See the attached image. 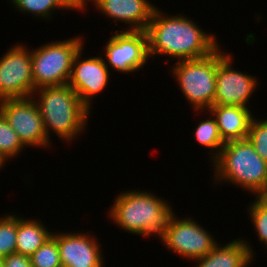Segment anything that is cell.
<instances>
[{
    "label": "cell",
    "instance_id": "obj_19",
    "mask_svg": "<svg viewBox=\"0 0 267 267\" xmlns=\"http://www.w3.org/2000/svg\"><path fill=\"white\" fill-rule=\"evenodd\" d=\"M11 2L15 10L21 14H32L34 18L50 19L56 13V10L64 11L70 10L62 0H8ZM55 11V12H54ZM54 12V13H53Z\"/></svg>",
    "mask_w": 267,
    "mask_h": 267
},
{
    "label": "cell",
    "instance_id": "obj_11",
    "mask_svg": "<svg viewBox=\"0 0 267 267\" xmlns=\"http://www.w3.org/2000/svg\"><path fill=\"white\" fill-rule=\"evenodd\" d=\"M0 113L27 147L49 148L42 116L32 97L4 99L0 101Z\"/></svg>",
    "mask_w": 267,
    "mask_h": 267
},
{
    "label": "cell",
    "instance_id": "obj_24",
    "mask_svg": "<svg viewBox=\"0 0 267 267\" xmlns=\"http://www.w3.org/2000/svg\"><path fill=\"white\" fill-rule=\"evenodd\" d=\"M247 138L258 155L267 162V117L265 119L252 117Z\"/></svg>",
    "mask_w": 267,
    "mask_h": 267
},
{
    "label": "cell",
    "instance_id": "obj_23",
    "mask_svg": "<svg viewBox=\"0 0 267 267\" xmlns=\"http://www.w3.org/2000/svg\"><path fill=\"white\" fill-rule=\"evenodd\" d=\"M255 200V201H254ZM253 202L249 204L248 214L250 221L253 224L254 232L260 243L267 250V201H265L261 196L255 197Z\"/></svg>",
    "mask_w": 267,
    "mask_h": 267
},
{
    "label": "cell",
    "instance_id": "obj_29",
    "mask_svg": "<svg viewBox=\"0 0 267 267\" xmlns=\"http://www.w3.org/2000/svg\"><path fill=\"white\" fill-rule=\"evenodd\" d=\"M0 267H4V262H3L2 258H0Z\"/></svg>",
    "mask_w": 267,
    "mask_h": 267
},
{
    "label": "cell",
    "instance_id": "obj_20",
    "mask_svg": "<svg viewBox=\"0 0 267 267\" xmlns=\"http://www.w3.org/2000/svg\"><path fill=\"white\" fill-rule=\"evenodd\" d=\"M24 148L26 149L18 134L0 113V154L9 162L12 158H17Z\"/></svg>",
    "mask_w": 267,
    "mask_h": 267
},
{
    "label": "cell",
    "instance_id": "obj_2",
    "mask_svg": "<svg viewBox=\"0 0 267 267\" xmlns=\"http://www.w3.org/2000/svg\"><path fill=\"white\" fill-rule=\"evenodd\" d=\"M137 190V191H136ZM126 190L118 194L110 205L111 221L127 233L160 239L175 213L168 200L146 190Z\"/></svg>",
    "mask_w": 267,
    "mask_h": 267
},
{
    "label": "cell",
    "instance_id": "obj_3",
    "mask_svg": "<svg viewBox=\"0 0 267 267\" xmlns=\"http://www.w3.org/2000/svg\"><path fill=\"white\" fill-rule=\"evenodd\" d=\"M31 97L37 103L49 142L53 133L63 143H70L86 131L91 110L68 84L36 89Z\"/></svg>",
    "mask_w": 267,
    "mask_h": 267
},
{
    "label": "cell",
    "instance_id": "obj_6",
    "mask_svg": "<svg viewBox=\"0 0 267 267\" xmlns=\"http://www.w3.org/2000/svg\"><path fill=\"white\" fill-rule=\"evenodd\" d=\"M83 36L48 42L31 50L35 89L68 84L75 55L83 48Z\"/></svg>",
    "mask_w": 267,
    "mask_h": 267
},
{
    "label": "cell",
    "instance_id": "obj_22",
    "mask_svg": "<svg viewBox=\"0 0 267 267\" xmlns=\"http://www.w3.org/2000/svg\"><path fill=\"white\" fill-rule=\"evenodd\" d=\"M17 215L5 213L0 217V258L16 252Z\"/></svg>",
    "mask_w": 267,
    "mask_h": 267
},
{
    "label": "cell",
    "instance_id": "obj_26",
    "mask_svg": "<svg viewBox=\"0 0 267 267\" xmlns=\"http://www.w3.org/2000/svg\"><path fill=\"white\" fill-rule=\"evenodd\" d=\"M62 2L70 9V10H74V11H79L82 13L87 10V8H89L88 2H90V0H62Z\"/></svg>",
    "mask_w": 267,
    "mask_h": 267
},
{
    "label": "cell",
    "instance_id": "obj_16",
    "mask_svg": "<svg viewBox=\"0 0 267 267\" xmlns=\"http://www.w3.org/2000/svg\"><path fill=\"white\" fill-rule=\"evenodd\" d=\"M251 111L241 106L213 105L205 113L212 114L216 119L221 138L226 143L248 137L249 125L254 116Z\"/></svg>",
    "mask_w": 267,
    "mask_h": 267
},
{
    "label": "cell",
    "instance_id": "obj_25",
    "mask_svg": "<svg viewBox=\"0 0 267 267\" xmlns=\"http://www.w3.org/2000/svg\"><path fill=\"white\" fill-rule=\"evenodd\" d=\"M4 267H32L30 256L20 253H12L9 256L2 258Z\"/></svg>",
    "mask_w": 267,
    "mask_h": 267
},
{
    "label": "cell",
    "instance_id": "obj_14",
    "mask_svg": "<svg viewBox=\"0 0 267 267\" xmlns=\"http://www.w3.org/2000/svg\"><path fill=\"white\" fill-rule=\"evenodd\" d=\"M97 12L107 19L122 22L128 27L121 30L145 31L157 6L149 0H90Z\"/></svg>",
    "mask_w": 267,
    "mask_h": 267
},
{
    "label": "cell",
    "instance_id": "obj_28",
    "mask_svg": "<svg viewBox=\"0 0 267 267\" xmlns=\"http://www.w3.org/2000/svg\"><path fill=\"white\" fill-rule=\"evenodd\" d=\"M261 197L267 201V189L265 190V192L261 195Z\"/></svg>",
    "mask_w": 267,
    "mask_h": 267
},
{
    "label": "cell",
    "instance_id": "obj_15",
    "mask_svg": "<svg viewBox=\"0 0 267 267\" xmlns=\"http://www.w3.org/2000/svg\"><path fill=\"white\" fill-rule=\"evenodd\" d=\"M250 245L244 237L225 245L218 243L206 256L194 261L198 263L195 267H249L256 255Z\"/></svg>",
    "mask_w": 267,
    "mask_h": 267
},
{
    "label": "cell",
    "instance_id": "obj_7",
    "mask_svg": "<svg viewBox=\"0 0 267 267\" xmlns=\"http://www.w3.org/2000/svg\"><path fill=\"white\" fill-rule=\"evenodd\" d=\"M213 237L211 232L193 218L181 217L180 219L174 213L159 240L172 253L183 259H189L188 261H195L206 256L218 244Z\"/></svg>",
    "mask_w": 267,
    "mask_h": 267
},
{
    "label": "cell",
    "instance_id": "obj_21",
    "mask_svg": "<svg viewBox=\"0 0 267 267\" xmlns=\"http://www.w3.org/2000/svg\"><path fill=\"white\" fill-rule=\"evenodd\" d=\"M32 267H62L57 246V232L30 256Z\"/></svg>",
    "mask_w": 267,
    "mask_h": 267
},
{
    "label": "cell",
    "instance_id": "obj_4",
    "mask_svg": "<svg viewBox=\"0 0 267 267\" xmlns=\"http://www.w3.org/2000/svg\"><path fill=\"white\" fill-rule=\"evenodd\" d=\"M210 166L215 184L231 183L253 197H260L267 189V162L248 138L226 142Z\"/></svg>",
    "mask_w": 267,
    "mask_h": 267
},
{
    "label": "cell",
    "instance_id": "obj_5",
    "mask_svg": "<svg viewBox=\"0 0 267 267\" xmlns=\"http://www.w3.org/2000/svg\"><path fill=\"white\" fill-rule=\"evenodd\" d=\"M173 64L170 72L193 111L198 114L208 111L216 94L217 50L203 58Z\"/></svg>",
    "mask_w": 267,
    "mask_h": 267
},
{
    "label": "cell",
    "instance_id": "obj_12",
    "mask_svg": "<svg viewBox=\"0 0 267 267\" xmlns=\"http://www.w3.org/2000/svg\"><path fill=\"white\" fill-rule=\"evenodd\" d=\"M83 49H80L74 57L68 85L77 93L81 101L92 110L93 99L108 87L112 73L106 66L102 55L81 59Z\"/></svg>",
    "mask_w": 267,
    "mask_h": 267
},
{
    "label": "cell",
    "instance_id": "obj_1",
    "mask_svg": "<svg viewBox=\"0 0 267 267\" xmlns=\"http://www.w3.org/2000/svg\"><path fill=\"white\" fill-rule=\"evenodd\" d=\"M184 14L168 16L156 7L146 31L151 59L158 55L173 61L193 60L215 52L220 43L216 35L209 33ZM155 56V57H154Z\"/></svg>",
    "mask_w": 267,
    "mask_h": 267
},
{
    "label": "cell",
    "instance_id": "obj_18",
    "mask_svg": "<svg viewBox=\"0 0 267 267\" xmlns=\"http://www.w3.org/2000/svg\"><path fill=\"white\" fill-rule=\"evenodd\" d=\"M193 134L196 143H199V145L210 150L208 154L211 156V159L209 160L211 161L210 163H212L218 157L225 144L221 138L216 119L213 115L209 114L207 119L205 118V120H200L195 126Z\"/></svg>",
    "mask_w": 267,
    "mask_h": 267
},
{
    "label": "cell",
    "instance_id": "obj_13",
    "mask_svg": "<svg viewBox=\"0 0 267 267\" xmlns=\"http://www.w3.org/2000/svg\"><path fill=\"white\" fill-rule=\"evenodd\" d=\"M97 235L87 232H57L62 267H105L103 247Z\"/></svg>",
    "mask_w": 267,
    "mask_h": 267
},
{
    "label": "cell",
    "instance_id": "obj_10",
    "mask_svg": "<svg viewBox=\"0 0 267 267\" xmlns=\"http://www.w3.org/2000/svg\"><path fill=\"white\" fill-rule=\"evenodd\" d=\"M0 57V101L31 97L36 90L32 76L31 49L14 44Z\"/></svg>",
    "mask_w": 267,
    "mask_h": 267
},
{
    "label": "cell",
    "instance_id": "obj_17",
    "mask_svg": "<svg viewBox=\"0 0 267 267\" xmlns=\"http://www.w3.org/2000/svg\"><path fill=\"white\" fill-rule=\"evenodd\" d=\"M43 224L41 219H26V217L17 215V253L31 256L52 236L53 232H50Z\"/></svg>",
    "mask_w": 267,
    "mask_h": 267
},
{
    "label": "cell",
    "instance_id": "obj_27",
    "mask_svg": "<svg viewBox=\"0 0 267 267\" xmlns=\"http://www.w3.org/2000/svg\"><path fill=\"white\" fill-rule=\"evenodd\" d=\"M6 162L5 158L0 154V170H2V166H5Z\"/></svg>",
    "mask_w": 267,
    "mask_h": 267
},
{
    "label": "cell",
    "instance_id": "obj_9",
    "mask_svg": "<svg viewBox=\"0 0 267 267\" xmlns=\"http://www.w3.org/2000/svg\"><path fill=\"white\" fill-rule=\"evenodd\" d=\"M234 59L231 53L217 49L216 94L213 105H233L247 107L249 100L256 92L258 79L232 66Z\"/></svg>",
    "mask_w": 267,
    "mask_h": 267
},
{
    "label": "cell",
    "instance_id": "obj_8",
    "mask_svg": "<svg viewBox=\"0 0 267 267\" xmlns=\"http://www.w3.org/2000/svg\"><path fill=\"white\" fill-rule=\"evenodd\" d=\"M116 32V33H115ZM104 47L106 66L120 73L138 72L149 61L146 31L116 30Z\"/></svg>",
    "mask_w": 267,
    "mask_h": 267
}]
</instances>
